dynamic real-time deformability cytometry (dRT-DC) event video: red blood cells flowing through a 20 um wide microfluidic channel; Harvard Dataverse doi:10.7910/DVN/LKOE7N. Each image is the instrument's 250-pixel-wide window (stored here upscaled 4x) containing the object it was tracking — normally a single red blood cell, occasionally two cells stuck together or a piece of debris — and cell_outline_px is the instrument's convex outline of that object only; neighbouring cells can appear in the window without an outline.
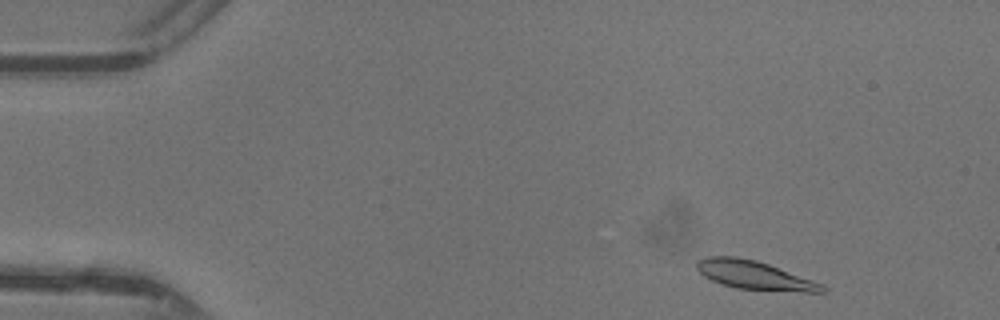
{"species": "common noctule bat (a hibernating species)", "species_latin": "Nyctalus noctula", "temperature_condition": "warm", "stored_images_in_passage": 44, "camera_frame_rate_fps": 3000, "um_per_image_px": 0.085, "animal": {"sex": "female"}, "frame": {"image": 1, "passage_image": 2, "time_ms": 0.333, "image_size_px": [1000, 320], "cell_outline_px": [[828, 288], [824, 292], [804, 292], [736, 288], [712, 280], [704, 276], [696, 268], [696, 260], [708, 256], [736, 256], [756, 260], [768, 264], [824, 284]], "centroid_in_image_um": [64.13, 23.38], "position_along_channel_um": 20.9, "area_um2": 20.81}}
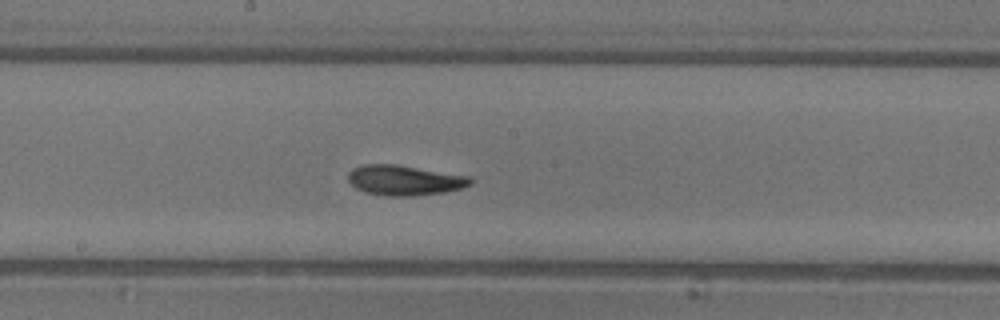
{"frame": {"image": 2, "passage_image": 22, "time_ms": 7.0, "image_size_px": [1000, 320], "cell_outline_px": [[472, 184], [460, 188], [444, 192], [416, 196], [388, 196], [364, 192], [356, 188], [348, 180], [348, 172], [352, 168], [364, 164], [396, 164], [472, 176]], "centroid_in_image_um": [34.39, 15.31], "position_along_channel_um": 213.8, "area_um2": 21.68}}
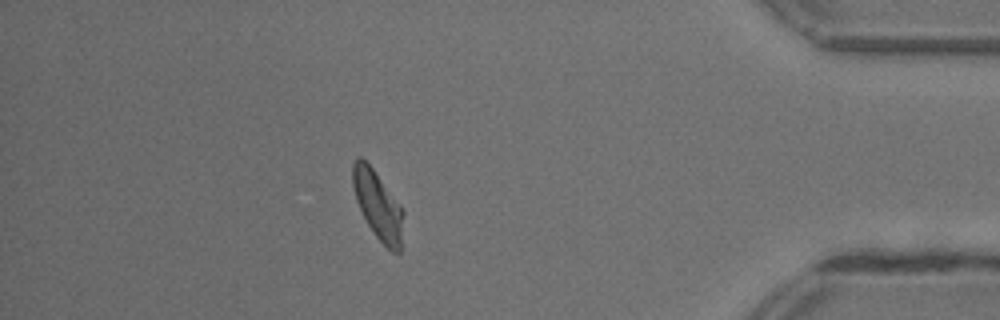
{"frame": {"image": 3, "passage_image": 38, "time_ms": 12.333, "image_size_px": [1000, 320], "cell_outline_px": [[404, 212], [400, 252], [392, 252], [376, 236], [368, 224], [356, 200], [352, 184], [352, 164], [356, 156], [360, 156], [372, 168]], "centroid_in_image_um": [32.1, 17.43], "position_along_channel_um": 403.1, "area_um2": 19.59}, "authors_computed_cell_mechanics": {"area_um2": 20.2878, "velocity_mm_per_s": 4.3731, "shape_relaxation_time_tau1_ms": 2.9032, "shape_relaxation_time_tau2_ms": 2.6121, "deformation_change_tau1": 0.1294, "deformation_change_tau2": 0.0867}}